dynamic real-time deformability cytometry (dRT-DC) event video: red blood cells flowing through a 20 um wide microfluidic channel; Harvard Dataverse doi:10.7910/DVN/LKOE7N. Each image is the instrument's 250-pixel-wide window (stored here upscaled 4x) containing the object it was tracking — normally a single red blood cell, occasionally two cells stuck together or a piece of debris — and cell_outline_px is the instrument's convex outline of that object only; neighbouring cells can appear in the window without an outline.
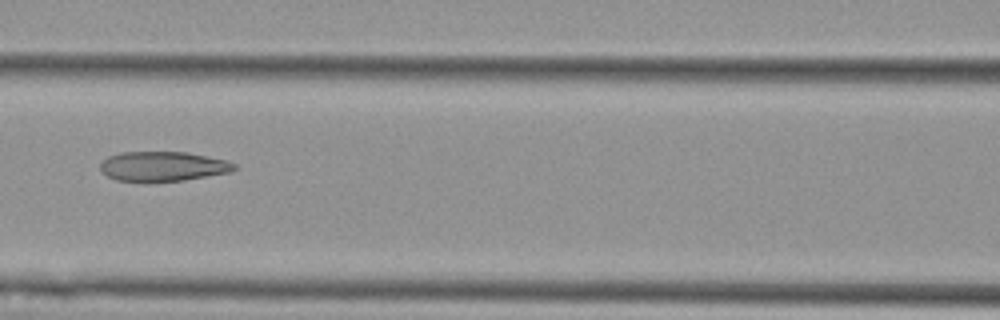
{"species": "Egyptian fruit bat (a non-hibernating species)", "species_latin": "Rousettus aegyptiacus", "temperature_condition": "cold", "stored_images_in_passage": 6, "camera_frame_rate_fps": 3000, "um_per_image_px": 0.085, "animal": {"sex": "female"}, "frame": {"image": 1, "passage_image": 6, "time_ms": 6.0, "image_size_px": [1000, 320], "cell_outline_px": [[236, 168], [232, 172], [184, 180], [116, 180], [108, 176], [100, 168], [100, 164], [108, 156], [120, 152], [188, 152], [228, 160], [236, 164]], "centroid_in_image_um": [13.91, 14.11], "position_along_channel_um": 152.7, "area_um2": 22.89}}